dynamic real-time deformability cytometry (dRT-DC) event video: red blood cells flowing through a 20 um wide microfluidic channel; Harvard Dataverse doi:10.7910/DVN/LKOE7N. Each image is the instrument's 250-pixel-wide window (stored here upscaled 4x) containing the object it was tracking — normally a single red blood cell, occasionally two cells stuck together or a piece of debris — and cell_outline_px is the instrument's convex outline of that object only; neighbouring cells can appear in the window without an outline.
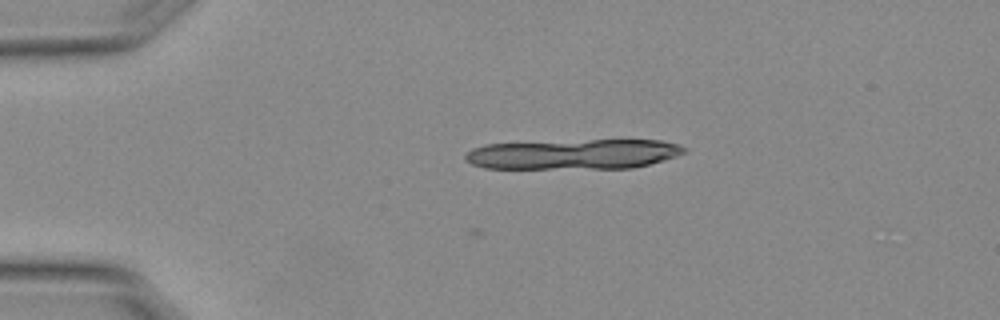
{"species": "Egyptian fruit bat (a non-hibernating species)", "species_latin": "Rousettus aegyptiacus", "temperature_condition": "warm", "stored_images_in_passage": 7, "camera_frame_rate_fps": 3000, "um_per_image_px": 0.085, "animal": {"sex": "female"}, "frame": {"image": 1, "passage_image": 2, "time_ms": 0.333, "image_size_px": [1000, 320], "cell_outline_px": [[688, 148], [684, 152], [676, 156], [648, 164], [632, 168], [484, 168], [472, 164], [464, 156], [472, 148], [484, 144], [592, 140], [660, 140], [676, 144]], "centroid_in_image_um": [48.75, 13.1], "position_along_channel_um": 36.3, "area_um2": 37.97}}